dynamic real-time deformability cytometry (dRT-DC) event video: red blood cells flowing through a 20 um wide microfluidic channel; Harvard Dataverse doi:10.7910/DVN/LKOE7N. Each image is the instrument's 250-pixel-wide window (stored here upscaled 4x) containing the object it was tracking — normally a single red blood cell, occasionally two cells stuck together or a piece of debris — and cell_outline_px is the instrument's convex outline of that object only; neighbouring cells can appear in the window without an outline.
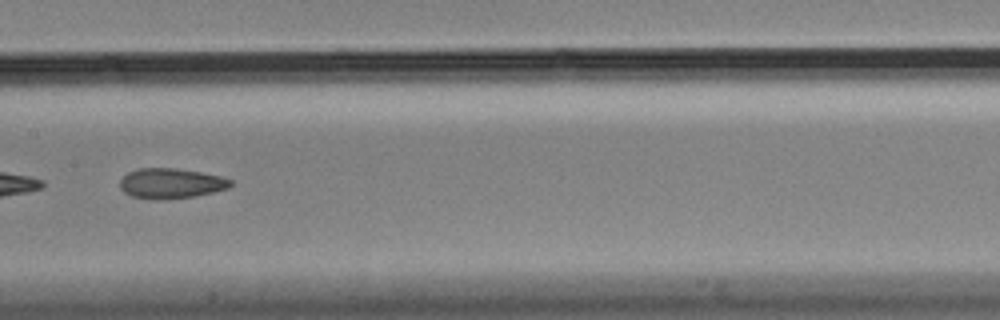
{"species": "Egyptian fruit bat (a non-hibernating species)", "species_latin": "Rousettus aegyptiacus", "temperature_condition": "cold", "stored_images_in_passage": 32, "segment_of_instrument_passage": [2, 2], "camera_frame_rate_fps": 3000, "um_per_image_px": 0.085, "animal": {"sex": "male"}, "frame": {"image": 1, "passage_image": 29, "time_ms": 9.333, "image_size_px": [1000, 320], "cell_outline_px": [[232, 184], [228, 188], [196, 196], [164, 200], [156, 200], [132, 196], [124, 192], [120, 188], [120, 180], [128, 172], [140, 168], [172, 168], [200, 172], [220, 176], [232, 180]], "centroid_in_image_um": [14.52, 15.6], "position_along_channel_um": 192.9, "area_um2": 19.42}}